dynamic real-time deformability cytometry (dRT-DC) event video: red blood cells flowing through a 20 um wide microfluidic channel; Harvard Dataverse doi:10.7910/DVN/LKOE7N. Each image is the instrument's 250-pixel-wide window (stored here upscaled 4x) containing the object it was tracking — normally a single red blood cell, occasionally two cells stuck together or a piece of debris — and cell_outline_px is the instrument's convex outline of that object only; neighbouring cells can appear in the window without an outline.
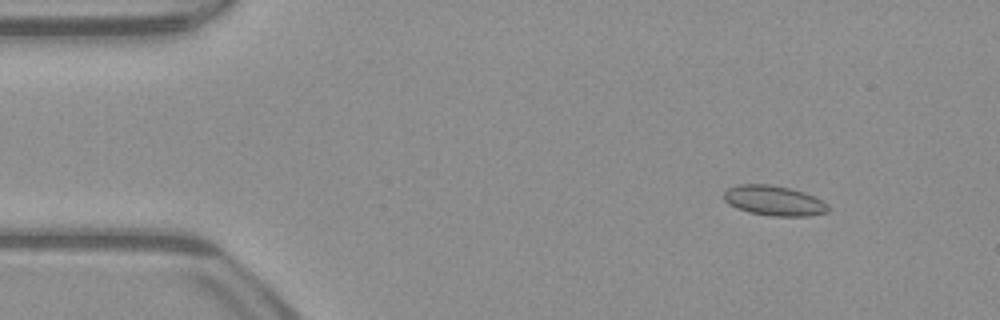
{"species": "common noctule bat (a hibernating species)", "species_latin": "Nyctalus noctula", "temperature_condition": "warm", "stored_images_in_passage": 52, "camera_frame_rate_fps": 3000, "um_per_image_px": 0.085, "animal": {"sex": "male", "body_mass_g": 23.1, "forearm_length_mm": 52.7}, "frame": {"image": 1, "passage_image": 6, "time_ms": 1.667, "image_size_px": [1000, 320], "cell_outline_px": [[832, 208], [828, 212], [808, 216], [772, 216], [748, 212], [736, 208], [728, 204], [724, 200], [724, 192], [728, 188], [740, 184], [768, 184], [788, 188], [804, 192], [828, 204]], "centroid_in_image_um": [65.79, 17.06], "position_along_channel_um": 19.2, "area_um2": 18.26}}
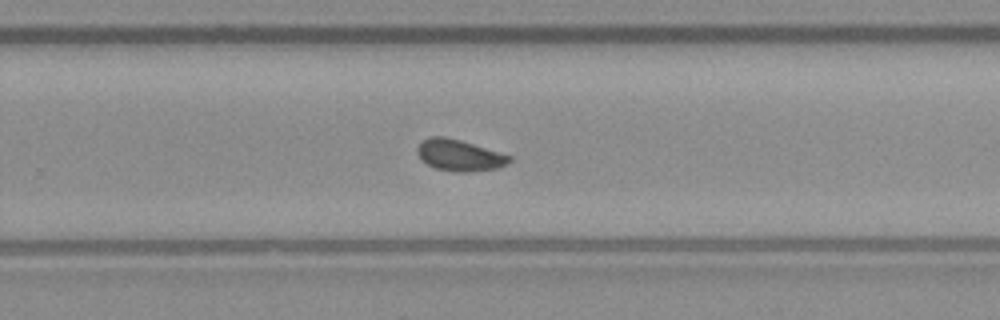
{"frame": {"image": 2, "passage_image": 33, "time_ms": 10.667, "image_size_px": [1000, 320], "cell_outline_px": [[512, 160], [508, 164], [500, 168], [472, 172], [456, 172], [436, 168], [420, 160], [416, 152], [416, 148], [420, 140], [432, 136], [444, 136], [460, 140], [512, 156]], "centroid_in_image_um": [39.03, 13.2], "position_along_channel_um": 290.8, "area_um2": 17.11}}
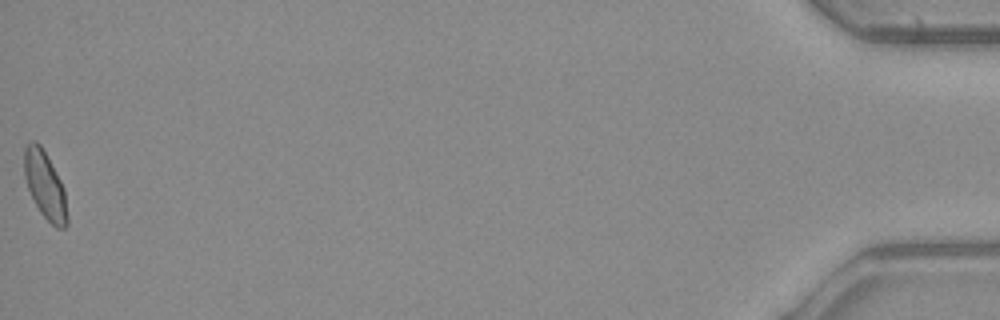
{"frame": {"image": 3, "passage_image": 52, "time_ms": 17.0, "image_size_px": [1000, 320], "cell_outline_px": [[68, 224], [64, 228], [56, 228], [40, 212], [28, 188], [24, 176], [24, 148], [32, 140], [36, 140], [40, 144], [60, 180], [64, 188], [68, 216]], "centroid_in_image_um": [3.83, 15.76], "position_along_channel_um": 431.4, "area_um2": 16.7}, "authors_computed_cell_mechanics": {"area_um2": 16.8776, "velocity_mm_per_s": 3.9745, "shape_relaxation_time_tau1_ms": null, "shape_relaxation_time_tau2_ms": 0.849, "deformation_change_tau1": null, "deformation_change_tau2": 0.0398}}